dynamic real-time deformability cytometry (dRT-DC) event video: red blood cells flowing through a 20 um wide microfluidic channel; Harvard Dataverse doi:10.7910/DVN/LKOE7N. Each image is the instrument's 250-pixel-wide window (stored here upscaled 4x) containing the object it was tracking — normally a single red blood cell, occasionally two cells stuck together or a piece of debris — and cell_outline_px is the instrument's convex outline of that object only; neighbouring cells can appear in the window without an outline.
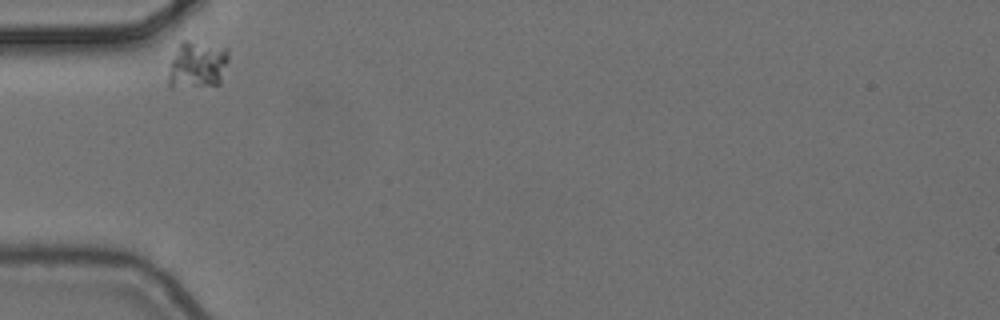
{"species": "common noctule bat (a hibernating species)", "species_latin": "Nyctalus noctula", "temperature_condition": "cold", "stored_images_in_passage": 2, "camera_frame_rate_fps": 3000, "um_per_image_px": 0.085, "animal": {"sex": "female", "body_mass_g": 24.6, "forearm_length_mm": 56.2}, "frame": {"image": 1, "passage_image": 1, "time_ms": 0.0, "image_size_px": [1000, 320], "cell_outline_px": [[228, 60], [220, 84], [172, 88], [168, 88], [168, 76], [172, 60], [180, 40], [192, 40], [228, 48]], "centroid_in_image_um": [16.77, 5.5], "position_along_channel_um": 68.2, "area_um2": 16.76}}
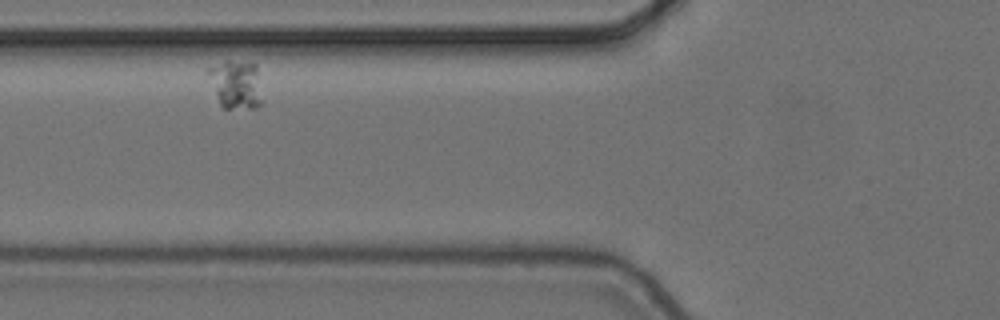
{"frame": {"image": 2, "passage_image": 2, "time_ms": 0.333, "image_size_px": [1000, 320], "cell_outline_px": [[264, 104], [256, 108], [220, 108], [204, 72], [208, 68], [224, 60], [252, 60], [256, 64], [264, 100]], "centroid_in_image_um": [20.05, 7.15], "position_along_channel_um": 105.8, "area_um2": 16.53}}